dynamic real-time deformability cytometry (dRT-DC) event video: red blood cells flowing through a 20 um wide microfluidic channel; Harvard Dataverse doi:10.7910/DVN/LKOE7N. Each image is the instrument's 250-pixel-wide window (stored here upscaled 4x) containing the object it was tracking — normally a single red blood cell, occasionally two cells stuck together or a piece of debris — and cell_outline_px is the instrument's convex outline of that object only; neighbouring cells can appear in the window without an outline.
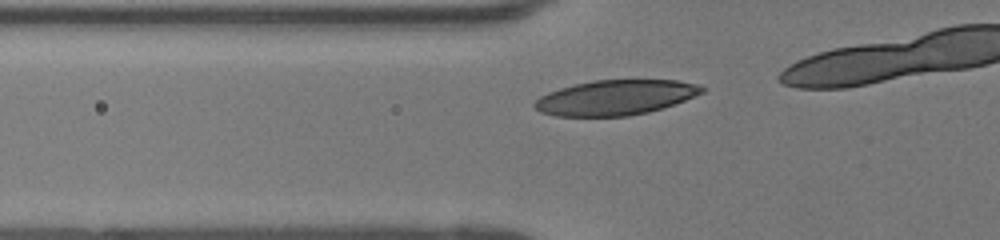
{"species": "human", "species_latin": "Homo sapiens", "temperature_condition": "room temperature", "stored_images_in_passage": 8, "camera_frame_rate_fps": 3000, "um_per_image_px": 0.085, "donor": {"sex": "female"}, "frame": {"image": 1, "passage_image": 3, "time_ms": 0.667, "image_size_px": [1000, 240], "cell_outline_px": [[708, 88], [704, 92], [664, 108], [648, 112], [628, 116], [556, 116], [540, 112], [532, 104], [540, 96], [548, 92], [560, 88], [576, 84], [596, 80], [676, 80], [696, 84]], "centroid_in_image_um": [52.33, 8.29], "position_along_channel_um": 73.5, "area_um2": 34.1}}
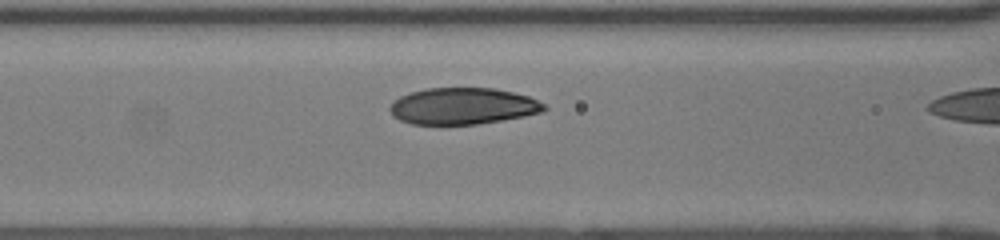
{"frame": {"image": 2, "passage_image": 7, "time_ms": 2.0, "image_size_px": [1000, 240], "cell_outline_px": [[548, 108], [544, 112], [524, 116], [476, 124], [412, 124], [400, 120], [392, 116], [388, 108], [400, 96], [412, 92], [428, 88], [492, 88], [512, 92], [528, 96], [544, 104]], "centroid_in_image_um": [39.34, 9.02], "position_along_channel_um": 127.3, "area_um2": 32.66}}